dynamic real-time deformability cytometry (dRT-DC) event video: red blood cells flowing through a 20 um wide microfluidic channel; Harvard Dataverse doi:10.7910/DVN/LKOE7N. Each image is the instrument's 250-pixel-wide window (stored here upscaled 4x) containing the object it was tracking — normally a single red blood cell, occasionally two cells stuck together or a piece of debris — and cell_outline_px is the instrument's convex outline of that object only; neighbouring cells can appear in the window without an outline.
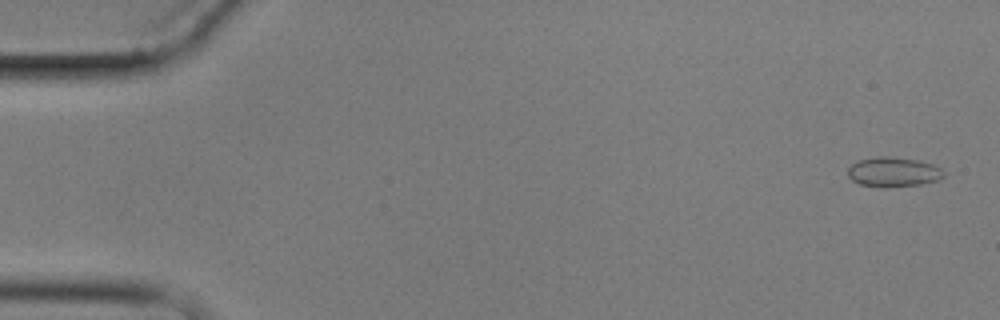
{"species": "common noctule bat (a hibernating species)", "species_latin": "Nyctalus noctula", "temperature_condition": "cold", "stored_images_in_passage": 6, "camera_frame_rate_fps": 3000, "um_per_image_px": 0.085, "animal": {"sex": "male", "body_mass_g": 17.9}, "frame": {"image": 1, "passage_image": 1, "time_ms": 0.0, "image_size_px": [1000, 320], "cell_outline_px": [[944, 176], [936, 180], [920, 184], [884, 188], [880, 188], [860, 184], [852, 180], [848, 176], [848, 168], [856, 160], [876, 156], [888, 156], [920, 160], [932, 164], [940, 168], [944, 172]], "centroid_in_image_um": [75.89, 14.61], "position_along_channel_um": 9.1, "area_um2": 16.76}}
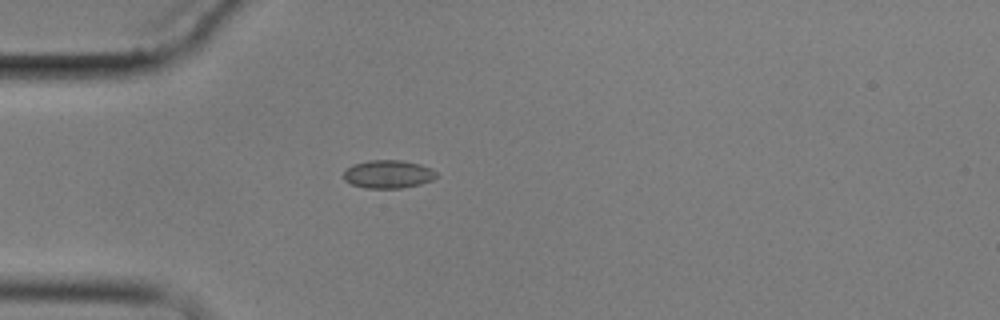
{"frame": {"image": 2, "passage_image": 5, "time_ms": 4.667, "image_size_px": [1000, 320], "cell_outline_px": [[436, 176], [432, 180], [420, 184], [400, 188], [364, 188], [352, 184], [344, 180], [344, 172], [352, 164], [368, 160], [400, 160], [420, 164], [432, 168], [436, 172]], "centroid_in_image_um": [32.99, 14.8], "position_along_channel_um": 52.0, "area_um2": 15.2}}